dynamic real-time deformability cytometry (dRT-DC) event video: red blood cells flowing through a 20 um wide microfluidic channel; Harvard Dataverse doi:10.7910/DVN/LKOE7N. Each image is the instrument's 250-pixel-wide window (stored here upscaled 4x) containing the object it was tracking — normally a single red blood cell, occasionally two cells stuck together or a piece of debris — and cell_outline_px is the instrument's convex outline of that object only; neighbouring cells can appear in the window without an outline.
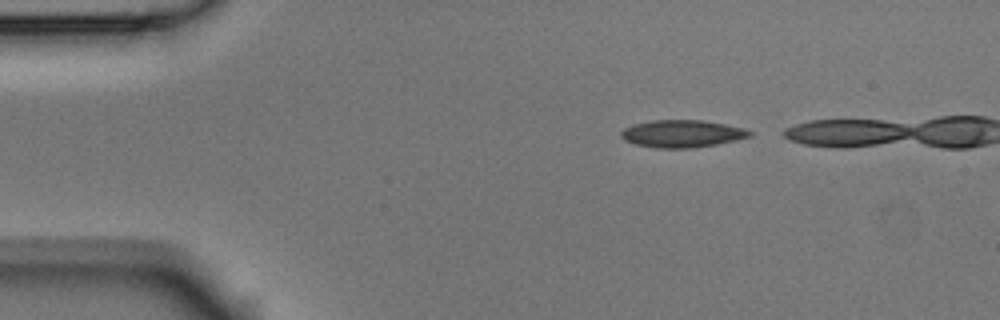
{"species": "Egyptian fruit bat (a non-hibernating species)", "species_latin": "Rousettus aegyptiacus", "temperature_condition": "room temperature", "stored_images_in_passage": 3, "camera_frame_rate_fps": 3000, "um_per_image_px": 0.085, "animal": {"sex": "male"}, "frame": {"image": 1, "passage_image": 1, "time_ms": 0.0, "image_size_px": [1000, 320], "cell_outline_px": [[752, 136], [736, 140], [716, 144], [692, 148], [656, 148], [636, 144], [624, 140], [620, 136], [620, 132], [624, 128], [632, 124], [648, 120], [704, 120], [744, 128], [752, 132]], "centroid_in_image_um": [57.95, 11.35], "position_along_channel_um": 27.1, "area_um2": 20.63}}